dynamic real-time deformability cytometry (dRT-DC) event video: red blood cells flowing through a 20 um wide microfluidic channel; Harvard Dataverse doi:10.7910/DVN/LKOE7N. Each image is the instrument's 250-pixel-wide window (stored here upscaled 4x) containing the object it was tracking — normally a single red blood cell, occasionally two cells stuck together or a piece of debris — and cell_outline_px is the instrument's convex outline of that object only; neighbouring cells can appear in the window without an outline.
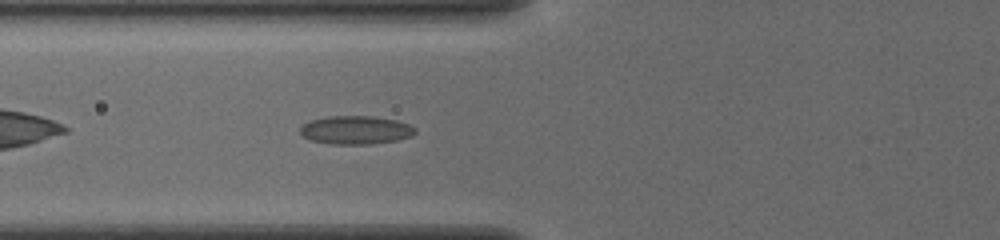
{"species": "common noctule bat (a hibernating species)", "species_latin": "Nyctalus noctula", "temperature_condition": "cold", "stored_images_in_passage": 37, "camera_frame_rate_fps": 3000, "um_per_image_px": 0.085, "animal": {"sex": "female", "body_mass_g": 19.5, "forearm_length_mm": 54.1}, "frame": {"image": 1, "passage_image": 5, "time_ms": 1.333, "image_size_px": [1000, 240], "cell_outline_px": [[416, 132], [412, 136], [396, 140], [372, 144], [328, 144], [308, 140], [300, 132], [300, 128], [304, 124], [312, 120], [328, 116], [372, 116], [396, 120], [408, 124], [416, 128]], "centroid_in_image_um": [30.24, 11.06], "position_along_channel_um": 95.6, "area_um2": 19.07}}
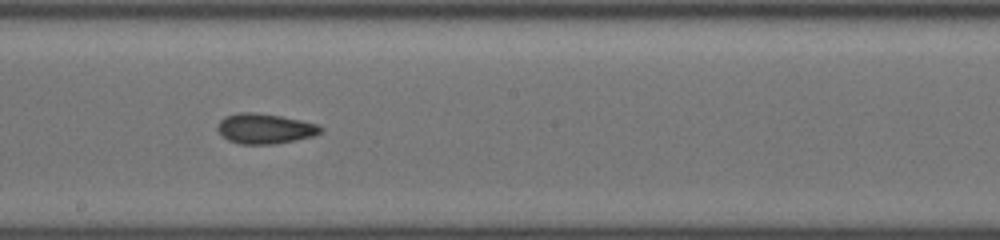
{"frame": {"image": 2, "passage_image": 15, "time_ms": 4.667, "image_size_px": [1000, 240], "cell_outline_px": [[324, 128], [320, 132], [312, 136], [296, 140], [276, 144], [240, 144], [228, 140], [220, 132], [220, 120], [224, 116], [240, 112], [248, 112], [280, 116], [300, 120], [316, 124]], "centroid_in_image_um": [22.53, 10.94], "position_along_channel_um": 225.7, "area_um2": 17.74}}
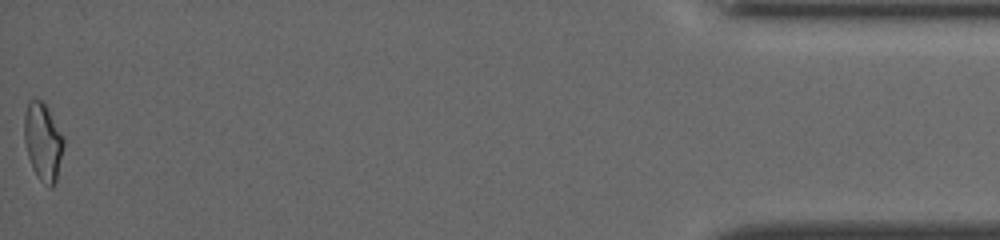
{"frame": {"image": 3, "passage_image": 37, "time_ms": 12.0, "image_size_px": [1000, 240], "cell_outline_px": [[64, 144], [56, 180], [52, 188], [48, 188], [36, 176], [32, 168], [28, 156], [24, 140], [24, 116], [28, 100], [40, 100], [44, 104], [64, 136]], "centroid_in_image_um": [3.64, 12.08], "position_along_channel_um": 431.6, "area_um2": 17.74}, "authors_computed_cell_mechanics": {"area_um2": 17.4556, "velocity_mm_per_s": 3.8889, "shape_relaxation_time_tau1_ms": null, "shape_relaxation_time_tau2_ms": 2.649, "deformation_change_tau1": null, "deformation_change_tau2": 0.0961}}